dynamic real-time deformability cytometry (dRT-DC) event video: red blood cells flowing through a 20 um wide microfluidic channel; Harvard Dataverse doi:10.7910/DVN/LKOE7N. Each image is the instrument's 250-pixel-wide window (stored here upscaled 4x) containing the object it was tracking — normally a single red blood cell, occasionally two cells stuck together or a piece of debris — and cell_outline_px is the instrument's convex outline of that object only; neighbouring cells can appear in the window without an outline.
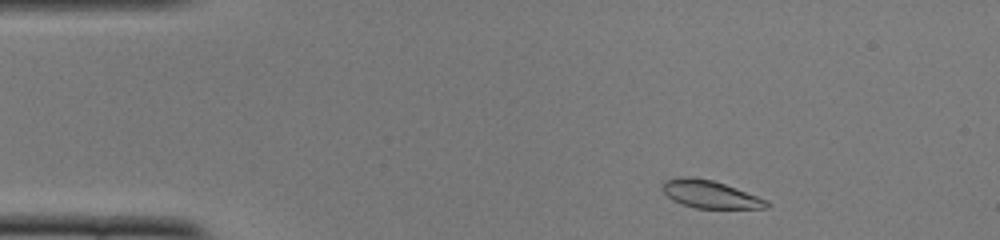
{"species": "common noctule bat (a hibernating species)", "species_latin": "Nyctalus noctula", "temperature_condition": "cold", "stored_images_in_passage": 46, "camera_frame_rate_fps": 3000, "um_per_image_px": 0.085, "animal": {"sex": "female", "body_mass_g": 22.0, "forearm_length_mm": 56.7}, "frame": {"image": 1, "passage_image": 2, "time_ms": 0.333, "image_size_px": [1000, 240], "cell_outline_px": [[772, 204], [768, 208], [696, 208], [672, 200], [664, 192], [664, 180], [684, 176], [692, 176], [712, 180], [736, 188], [756, 196]], "centroid_in_image_um": [60.35, 16.51], "position_along_channel_um": 24.6, "area_um2": 16.47}}
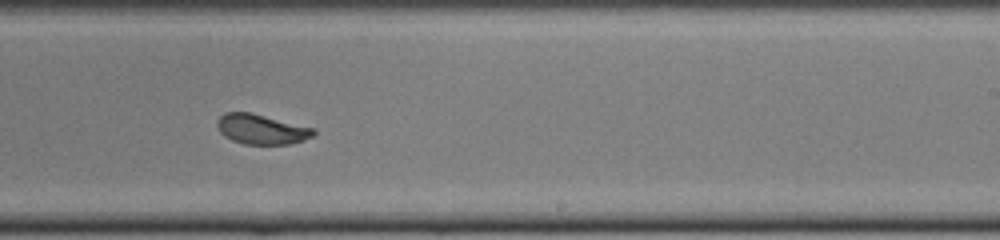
{"frame": {"image": 2, "passage_image": 26, "time_ms": 8.333, "image_size_px": [1000, 240], "cell_outline_px": [[316, 132], [312, 136], [304, 140], [288, 144], [244, 144], [232, 140], [224, 136], [220, 132], [216, 124], [216, 120], [224, 112], [252, 112], [316, 128]], "centroid_in_image_um": [22.22, 10.97], "position_along_channel_um": 266.8, "area_um2": 17.05}}
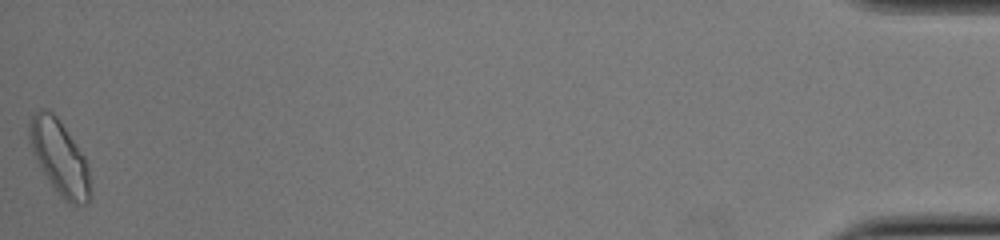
{"frame": {"image": 3, "passage_image": 46, "time_ms": 15.0, "image_size_px": [1000, 240], "cell_outline_px": [[92, 196], [88, 204], [76, 208], [64, 200], [60, 196], [44, 172], [32, 152], [28, 136], [28, 124], [32, 116], [40, 108], [48, 108], [56, 116], [84, 156], [88, 168]], "centroid_in_image_um": [5.08, 13.43], "position_along_channel_um": 430.1, "area_um2": 26.41}, "authors_computed_cell_mechanics": {"area_um2": 17.2533, "velocity_mm_per_s": 3.8651, "shape_relaxation_time_tau1_ms": 2.5042, "shape_relaxation_time_tau2_ms": null, "deformation_change_tau1": 0.096, "deformation_change_tau2": null}}